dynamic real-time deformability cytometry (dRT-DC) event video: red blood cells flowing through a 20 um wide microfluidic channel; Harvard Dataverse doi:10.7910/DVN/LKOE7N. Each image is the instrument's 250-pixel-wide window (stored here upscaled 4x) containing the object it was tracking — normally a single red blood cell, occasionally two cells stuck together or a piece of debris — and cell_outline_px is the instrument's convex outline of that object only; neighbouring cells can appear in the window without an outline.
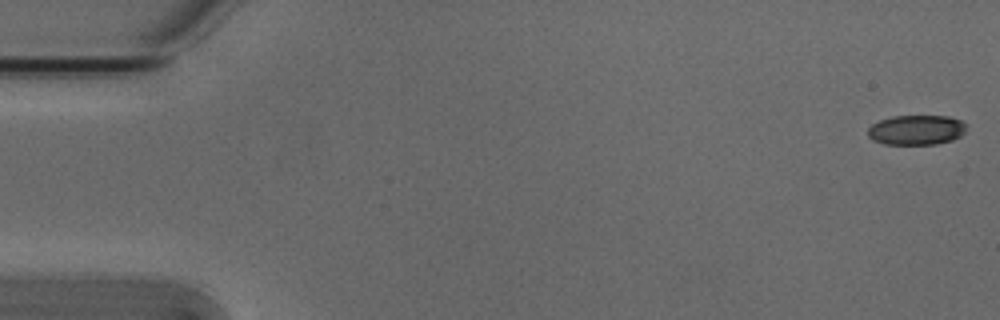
{"species": "Egyptian fruit bat (a non-hibernating species)", "species_latin": "Rousettus aegyptiacus", "temperature_condition": "cold", "stored_images_in_passage": 53, "camera_frame_rate_fps": 3000, "um_per_image_px": 0.085, "animal": {"sex": "male"}, "frame": {"image": 1, "passage_image": 1, "time_ms": 0.0, "image_size_px": [1000, 320], "cell_outline_px": [[964, 132], [960, 136], [952, 140], [936, 144], [884, 144], [872, 140], [868, 136], [868, 128], [872, 124], [880, 120], [892, 116], [948, 116], [960, 120], [964, 124]], "centroid_in_image_um": [77.85, 11.05], "position_along_channel_um": 7.1, "area_um2": 17.05}}
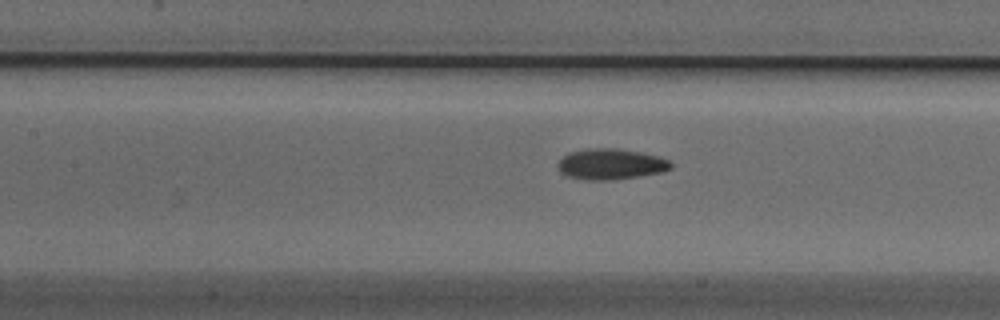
{"frame": {"image": 2, "passage_image": 24, "time_ms": 7.667, "image_size_px": [1000, 320], "cell_outline_px": [[672, 168], [660, 172], [640, 176], [612, 180], [588, 180], [568, 176], [560, 172], [556, 164], [568, 152], [588, 148], [616, 148], [640, 152], [660, 156], [668, 160], [672, 164]], "centroid_in_image_um": [51.9, 13.94], "position_along_channel_um": 155.5, "area_um2": 20.35}}
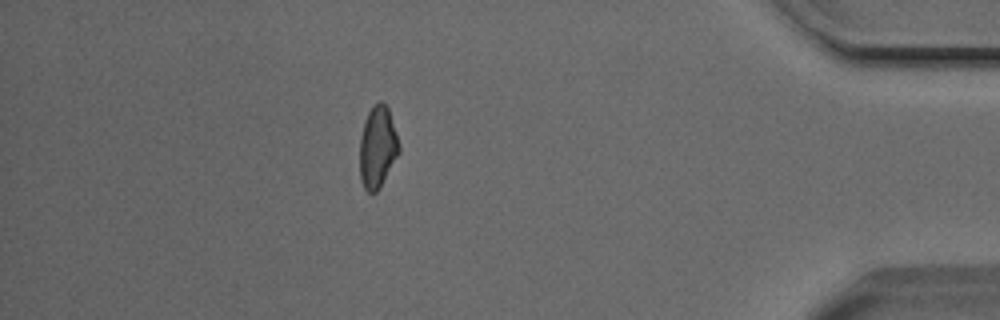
{"frame": {"image": 3, "passage_image": 47, "time_ms": 15.333, "image_size_px": [1000, 320], "cell_outline_px": [[400, 152], [380, 188], [376, 192], [368, 192], [364, 188], [360, 180], [360, 140], [364, 120], [368, 112], [380, 100], [388, 108], [400, 144]], "centroid_in_image_um": [32.1, 12.53], "position_along_channel_um": 403.1, "area_um2": 18.73}, "authors_computed_cell_mechanics": {"area_um2": 19.1896, "velocity_mm_per_s": 3.8503, "shape_relaxation_time_tau1_ms": 7.383, "shape_relaxation_time_tau2_ms": 3.1204, "deformation_change_tau1": 0.1659, "deformation_change_tau2": 0.0832}}